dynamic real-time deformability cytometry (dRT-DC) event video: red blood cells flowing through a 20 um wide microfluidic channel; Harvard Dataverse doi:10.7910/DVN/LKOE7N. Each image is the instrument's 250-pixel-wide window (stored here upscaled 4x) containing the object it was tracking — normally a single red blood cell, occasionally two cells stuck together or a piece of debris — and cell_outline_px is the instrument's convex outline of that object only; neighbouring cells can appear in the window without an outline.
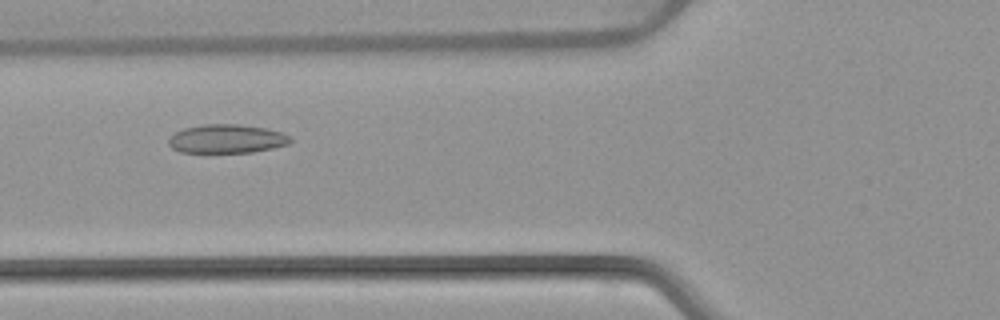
{"species": "common noctule bat (a hibernating species)", "species_latin": "Nyctalus noctula", "temperature_condition": "warm", "stored_images_in_passage": 33, "camera_frame_rate_fps": 3000, "um_per_image_px": 0.085, "animal": {"sex": "female", "body_mass_g": 22.7, "forearm_length_mm": 54.2}, "frame": {"image": 1, "passage_image": 5, "time_ms": 1.333, "image_size_px": [1000, 320], "cell_outline_px": [[292, 140], [288, 144], [272, 148], [252, 152], [180, 152], [172, 148], [168, 144], [168, 140], [176, 132], [184, 128], [204, 124], [240, 124], [264, 128], [284, 132], [292, 136]], "centroid_in_image_um": [19.31, 11.79], "position_along_channel_um": 106.5, "area_um2": 20.4}}
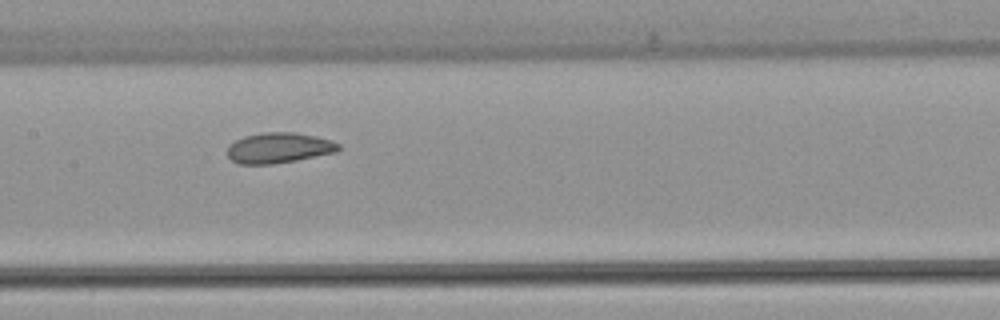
{"frame": {"image": 2, "passage_image": 11, "time_ms": 3.333, "image_size_px": [1000, 320], "cell_outline_px": [[340, 148], [336, 152], [296, 160], [272, 164], [240, 164], [232, 160], [228, 156], [228, 144], [244, 136], [264, 132], [296, 132], [316, 136], [332, 140], [340, 144]], "centroid_in_image_um": [23.71, 12.56], "position_along_channel_um": 183.7, "area_um2": 19.77}}
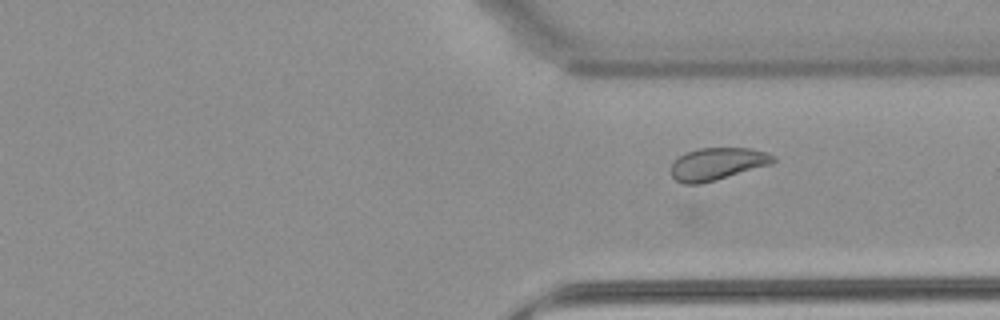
{"frame": {"image": 3, "passage_image": 24, "time_ms": 7.667, "image_size_px": [1000, 320], "cell_outline_px": [[776, 160], [772, 164], [716, 180], [700, 184], [684, 184], [676, 180], [672, 176], [672, 164], [684, 152], [700, 148], [748, 148], [768, 152], [776, 156]], "centroid_in_image_um": [61.01, 13.92], "position_along_channel_um": 350.4, "area_um2": 19.31}}